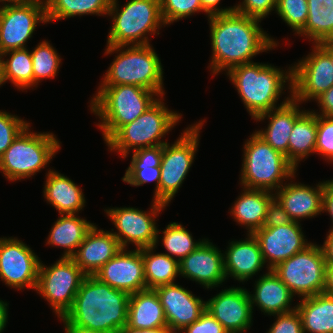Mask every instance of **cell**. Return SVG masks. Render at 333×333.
<instances>
[{"label":"cell","mask_w":333,"mask_h":333,"mask_svg":"<svg viewBox=\"0 0 333 333\" xmlns=\"http://www.w3.org/2000/svg\"><path fill=\"white\" fill-rule=\"evenodd\" d=\"M285 98L278 108L262 113L254 118L256 121L269 119L266 129L256 131L274 150L282 153L288 159L289 136L295 121L305 112L299 110V102L292 97ZM268 117V118H267Z\"/></svg>","instance_id":"7402d4cb"},{"label":"cell","mask_w":333,"mask_h":333,"mask_svg":"<svg viewBox=\"0 0 333 333\" xmlns=\"http://www.w3.org/2000/svg\"><path fill=\"white\" fill-rule=\"evenodd\" d=\"M243 191L231 207L230 215L238 224L248 228L247 234H253L263 227L267 205L274 194L267 190L245 187H243Z\"/></svg>","instance_id":"83f0119b"},{"label":"cell","mask_w":333,"mask_h":333,"mask_svg":"<svg viewBox=\"0 0 333 333\" xmlns=\"http://www.w3.org/2000/svg\"><path fill=\"white\" fill-rule=\"evenodd\" d=\"M108 16L113 21L108 46L148 45L149 33L159 35L158 29L165 26L159 0H129L122 9L113 0Z\"/></svg>","instance_id":"8992f818"},{"label":"cell","mask_w":333,"mask_h":333,"mask_svg":"<svg viewBox=\"0 0 333 333\" xmlns=\"http://www.w3.org/2000/svg\"><path fill=\"white\" fill-rule=\"evenodd\" d=\"M9 55V59L4 57ZM4 64V78L19 90L34 87L31 52L27 48L16 49L1 54Z\"/></svg>","instance_id":"8d00e7d4"},{"label":"cell","mask_w":333,"mask_h":333,"mask_svg":"<svg viewBox=\"0 0 333 333\" xmlns=\"http://www.w3.org/2000/svg\"><path fill=\"white\" fill-rule=\"evenodd\" d=\"M46 19L52 21L82 15H108L113 0H44Z\"/></svg>","instance_id":"d590c367"},{"label":"cell","mask_w":333,"mask_h":333,"mask_svg":"<svg viewBox=\"0 0 333 333\" xmlns=\"http://www.w3.org/2000/svg\"><path fill=\"white\" fill-rule=\"evenodd\" d=\"M30 128L29 124L0 157V171L10 181L27 179L40 172L61 147L53 133H34Z\"/></svg>","instance_id":"9c48e42d"},{"label":"cell","mask_w":333,"mask_h":333,"mask_svg":"<svg viewBox=\"0 0 333 333\" xmlns=\"http://www.w3.org/2000/svg\"><path fill=\"white\" fill-rule=\"evenodd\" d=\"M292 182L284 183L274 193L292 220L300 223V219L321 215L324 181L319 182L316 187Z\"/></svg>","instance_id":"cb8c5ba5"},{"label":"cell","mask_w":333,"mask_h":333,"mask_svg":"<svg viewBox=\"0 0 333 333\" xmlns=\"http://www.w3.org/2000/svg\"><path fill=\"white\" fill-rule=\"evenodd\" d=\"M200 1H201V6L205 11V13L208 15V17L213 15L230 13L235 10V6L219 9L217 5L220 3L221 0H200Z\"/></svg>","instance_id":"f907efd6"},{"label":"cell","mask_w":333,"mask_h":333,"mask_svg":"<svg viewBox=\"0 0 333 333\" xmlns=\"http://www.w3.org/2000/svg\"><path fill=\"white\" fill-rule=\"evenodd\" d=\"M8 304L0 299V333H2L8 322Z\"/></svg>","instance_id":"11a10c76"},{"label":"cell","mask_w":333,"mask_h":333,"mask_svg":"<svg viewBox=\"0 0 333 333\" xmlns=\"http://www.w3.org/2000/svg\"><path fill=\"white\" fill-rule=\"evenodd\" d=\"M44 185V198L60 215L77 214L85 205L83 191L70 178L49 170Z\"/></svg>","instance_id":"4316f807"},{"label":"cell","mask_w":333,"mask_h":333,"mask_svg":"<svg viewBox=\"0 0 333 333\" xmlns=\"http://www.w3.org/2000/svg\"><path fill=\"white\" fill-rule=\"evenodd\" d=\"M224 333H237V332H228V331H225Z\"/></svg>","instance_id":"94428289"},{"label":"cell","mask_w":333,"mask_h":333,"mask_svg":"<svg viewBox=\"0 0 333 333\" xmlns=\"http://www.w3.org/2000/svg\"><path fill=\"white\" fill-rule=\"evenodd\" d=\"M93 225L76 214L61 215L49 232L46 245L65 249L61 257L71 258Z\"/></svg>","instance_id":"1f68e13d"},{"label":"cell","mask_w":333,"mask_h":333,"mask_svg":"<svg viewBox=\"0 0 333 333\" xmlns=\"http://www.w3.org/2000/svg\"><path fill=\"white\" fill-rule=\"evenodd\" d=\"M222 325L206 310L200 318L180 333H224Z\"/></svg>","instance_id":"7dc6e473"},{"label":"cell","mask_w":333,"mask_h":333,"mask_svg":"<svg viewBox=\"0 0 333 333\" xmlns=\"http://www.w3.org/2000/svg\"><path fill=\"white\" fill-rule=\"evenodd\" d=\"M318 102V106L320 108L318 112L312 110V112L316 115L321 116H333V85L324 93H322L319 97L315 99Z\"/></svg>","instance_id":"c3c4849f"},{"label":"cell","mask_w":333,"mask_h":333,"mask_svg":"<svg viewBox=\"0 0 333 333\" xmlns=\"http://www.w3.org/2000/svg\"><path fill=\"white\" fill-rule=\"evenodd\" d=\"M161 98L134 121L122 126L106 142L110 152H118L120 157L126 158L131 149L134 151L167 143L161 139L179 122L182 114L169 110Z\"/></svg>","instance_id":"ba28073f"},{"label":"cell","mask_w":333,"mask_h":333,"mask_svg":"<svg viewBox=\"0 0 333 333\" xmlns=\"http://www.w3.org/2000/svg\"><path fill=\"white\" fill-rule=\"evenodd\" d=\"M64 324V331L66 333H100V332H95L90 329H85L82 327H78L76 325H73L72 323H63Z\"/></svg>","instance_id":"9f6ffc18"},{"label":"cell","mask_w":333,"mask_h":333,"mask_svg":"<svg viewBox=\"0 0 333 333\" xmlns=\"http://www.w3.org/2000/svg\"><path fill=\"white\" fill-rule=\"evenodd\" d=\"M3 58L0 55V86L5 83Z\"/></svg>","instance_id":"680465c9"},{"label":"cell","mask_w":333,"mask_h":333,"mask_svg":"<svg viewBox=\"0 0 333 333\" xmlns=\"http://www.w3.org/2000/svg\"><path fill=\"white\" fill-rule=\"evenodd\" d=\"M227 75L253 119L278 108L285 83L292 93V66L285 72L272 64L252 62L233 67Z\"/></svg>","instance_id":"3957f363"},{"label":"cell","mask_w":333,"mask_h":333,"mask_svg":"<svg viewBox=\"0 0 333 333\" xmlns=\"http://www.w3.org/2000/svg\"><path fill=\"white\" fill-rule=\"evenodd\" d=\"M277 0H243L235 5V11L248 17L263 20L276 9Z\"/></svg>","instance_id":"ee69618b"},{"label":"cell","mask_w":333,"mask_h":333,"mask_svg":"<svg viewBox=\"0 0 333 333\" xmlns=\"http://www.w3.org/2000/svg\"><path fill=\"white\" fill-rule=\"evenodd\" d=\"M119 333H170L168 328L139 329L126 325Z\"/></svg>","instance_id":"db71d44e"},{"label":"cell","mask_w":333,"mask_h":333,"mask_svg":"<svg viewBox=\"0 0 333 333\" xmlns=\"http://www.w3.org/2000/svg\"><path fill=\"white\" fill-rule=\"evenodd\" d=\"M322 212L330 215L333 224V179L324 182ZM329 231H333V225Z\"/></svg>","instance_id":"681fc988"},{"label":"cell","mask_w":333,"mask_h":333,"mask_svg":"<svg viewBox=\"0 0 333 333\" xmlns=\"http://www.w3.org/2000/svg\"><path fill=\"white\" fill-rule=\"evenodd\" d=\"M308 16L305 27L298 33L312 43L333 41V0H307Z\"/></svg>","instance_id":"e575fe53"},{"label":"cell","mask_w":333,"mask_h":333,"mask_svg":"<svg viewBox=\"0 0 333 333\" xmlns=\"http://www.w3.org/2000/svg\"><path fill=\"white\" fill-rule=\"evenodd\" d=\"M312 52L292 66V97L299 103L315 100L333 85L330 55L314 44Z\"/></svg>","instance_id":"9a60e30c"},{"label":"cell","mask_w":333,"mask_h":333,"mask_svg":"<svg viewBox=\"0 0 333 333\" xmlns=\"http://www.w3.org/2000/svg\"><path fill=\"white\" fill-rule=\"evenodd\" d=\"M39 257L18 238H0V278L7 286L36 289Z\"/></svg>","instance_id":"2e32d148"},{"label":"cell","mask_w":333,"mask_h":333,"mask_svg":"<svg viewBox=\"0 0 333 333\" xmlns=\"http://www.w3.org/2000/svg\"><path fill=\"white\" fill-rule=\"evenodd\" d=\"M315 153H319L325 161H333V116L317 115Z\"/></svg>","instance_id":"7bdbcfd3"},{"label":"cell","mask_w":333,"mask_h":333,"mask_svg":"<svg viewBox=\"0 0 333 333\" xmlns=\"http://www.w3.org/2000/svg\"><path fill=\"white\" fill-rule=\"evenodd\" d=\"M130 295L86 276L63 323L100 333H119L127 325Z\"/></svg>","instance_id":"7a4b0ae2"},{"label":"cell","mask_w":333,"mask_h":333,"mask_svg":"<svg viewBox=\"0 0 333 333\" xmlns=\"http://www.w3.org/2000/svg\"><path fill=\"white\" fill-rule=\"evenodd\" d=\"M157 246L142 248V259L144 263V276L147 289L173 284L180 275L179 262L165 253H155Z\"/></svg>","instance_id":"836d02e7"},{"label":"cell","mask_w":333,"mask_h":333,"mask_svg":"<svg viewBox=\"0 0 333 333\" xmlns=\"http://www.w3.org/2000/svg\"><path fill=\"white\" fill-rule=\"evenodd\" d=\"M31 52L33 64L34 86L42 79L54 78L60 68L61 58L48 41L40 42Z\"/></svg>","instance_id":"f35d334b"},{"label":"cell","mask_w":333,"mask_h":333,"mask_svg":"<svg viewBox=\"0 0 333 333\" xmlns=\"http://www.w3.org/2000/svg\"><path fill=\"white\" fill-rule=\"evenodd\" d=\"M318 44L330 55L333 62V41H323Z\"/></svg>","instance_id":"6f0895ef"},{"label":"cell","mask_w":333,"mask_h":333,"mask_svg":"<svg viewBox=\"0 0 333 333\" xmlns=\"http://www.w3.org/2000/svg\"><path fill=\"white\" fill-rule=\"evenodd\" d=\"M133 152L131 164L127 168L122 181L136 187L155 181L153 200L159 202L160 164L163 145L140 148Z\"/></svg>","instance_id":"f546056e"},{"label":"cell","mask_w":333,"mask_h":333,"mask_svg":"<svg viewBox=\"0 0 333 333\" xmlns=\"http://www.w3.org/2000/svg\"><path fill=\"white\" fill-rule=\"evenodd\" d=\"M29 124L16 115L0 111V157Z\"/></svg>","instance_id":"b9f144b4"},{"label":"cell","mask_w":333,"mask_h":333,"mask_svg":"<svg viewBox=\"0 0 333 333\" xmlns=\"http://www.w3.org/2000/svg\"><path fill=\"white\" fill-rule=\"evenodd\" d=\"M324 244L321 245L325 254L327 265H333V231H329Z\"/></svg>","instance_id":"816d5d0a"},{"label":"cell","mask_w":333,"mask_h":333,"mask_svg":"<svg viewBox=\"0 0 333 333\" xmlns=\"http://www.w3.org/2000/svg\"><path fill=\"white\" fill-rule=\"evenodd\" d=\"M39 23H47L44 0L0 7V55L27 48L26 42Z\"/></svg>","instance_id":"5bb4252c"},{"label":"cell","mask_w":333,"mask_h":333,"mask_svg":"<svg viewBox=\"0 0 333 333\" xmlns=\"http://www.w3.org/2000/svg\"><path fill=\"white\" fill-rule=\"evenodd\" d=\"M274 11L295 34H298L307 22L308 2L307 0H277Z\"/></svg>","instance_id":"ab89813d"},{"label":"cell","mask_w":333,"mask_h":333,"mask_svg":"<svg viewBox=\"0 0 333 333\" xmlns=\"http://www.w3.org/2000/svg\"><path fill=\"white\" fill-rule=\"evenodd\" d=\"M203 121L190 125L173 143L163 145L160 164L159 202L168 206L193 164Z\"/></svg>","instance_id":"30bf717a"},{"label":"cell","mask_w":333,"mask_h":333,"mask_svg":"<svg viewBox=\"0 0 333 333\" xmlns=\"http://www.w3.org/2000/svg\"><path fill=\"white\" fill-rule=\"evenodd\" d=\"M158 97L155 91L136 85L99 86L90 101V110L100 118L97 125L104 141L144 113Z\"/></svg>","instance_id":"277c9868"},{"label":"cell","mask_w":333,"mask_h":333,"mask_svg":"<svg viewBox=\"0 0 333 333\" xmlns=\"http://www.w3.org/2000/svg\"><path fill=\"white\" fill-rule=\"evenodd\" d=\"M290 215L274 196L267 205L266 218L263 227H277L292 223Z\"/></svg>","instance_id":"bcb514c9"},{"label":"cell","mask_w":333,"mask_h":333,"mask_svg":"<svg viewBox=\"0 0 333 333\" xmlns=\"http://www.w3.org/2000/svg\"><path fill=\"white\" fill-rule=\"evenodd\" d=\"M106 47V55L116 52L117 56L106 71L100 86L136 85L164 97V71L151 44Z\"/></svg>","instance_id":"5b68a950"},{"label":"cell","mask_w":333,"mask_h":333,"mask_svg":"<svg viewBox=\"0 0 333 333\" xmlns=\"http://www.w3.org/2000/svg\"><path fill=\"white\" fill-rule=\"evenodd\" d=\"M223 255L227 279L231 277L240 282L248 281L265 265L259 243L253 234H248L245 240L231 241Z\"/></svg>","instance_id":"d4e9b609"},{"label":"cell","mask_w":333,"mask_h":333,"mask_svg":"<svg viewBox=\"0 0 333 333\" xmlns=\"http://www.w3.org/2000/svg\"><path fill=\"white\" fill-rule=\"evenodd\" d=\"M152 202L153 205L147 212L133 207L104 210L118 230L112 233L118 239L122 249H126L130 242L135 244L136 249L158 244L160 231L156 226L155 218L167 205L154 200Z\"/></svg>","instance_id":"4fadbf2b"},{"label":"cell","mask_w":333,"mask_h":333,"mask_svg":"<svg viewBox=\"0 0 333 333\" xmlns=\"http://www.w3.org/2000/svg\"><path fill=\"white\" fill-rule=\"evenodd\" d=\"M161 15L165 25L198 12H205L200 0H159Z\"/></svg>","instance_id":"60d3db41"},{"label":"cell","mask_w":333,"mask_h":333,"mask_svg":"<svg viewBox=\"0 0 333 333\" xmlns=\"http://www.w3.org/2000/svg\"><path fill=\"white\" fill-rule=\"evenodd\" d=\"M326 259L322 246L312 243L271 269L297 297L323 293Z\"/></svg>","instance_id":"8fae6325"},{"label":"cell","mask_w":333,"mask_h":333,"mask_svg":"<svg viewBox=\"0 0 333 333\" xmlns=\"http://www.w3.org/2000/svg\"><path fill=\"white\" fill-rule=\"evenodd\" d=\"M272 316H276V321L267 333H304L301 318L296 309Z\"/></svg>","instance_id":"f6af8a7d"},{"label":"cell","mask_w":333,"mask_h":333,"mask_svg":"<svg viewBox=\"0 0 333 333\" xmlns=\"http://www.w3.org/2000/svg\"><path fill=\"white\" fill-rule=\"evenodd\" d=\"M241 185L250 189L277 191L283 181L295 178L297 169L285 155L274 150L255 132L244 144Z\"/></svg>","instance_id":"52a82bcc"},{"label":"cell","mask_w":333,"mask_h":333,"mask_svg":"<svg viewBox=\"0 0 333 333\" xmlns=\"http://www.w3.org/2000/svg\"><path fill=\"white\" fill-rule=\"evenodd\" d=\"M163 233L162 245L166 255L181 262L187 255L199 247L205 240L195 241L192 234L180 223L173 222L166 226Z\"/></svg>","instance_id":"74e56055"},{"label":"cell","mask_w":333,"mask_h":333,"mask_svg":"<svg viewBox=\"0 0 333 333\" xmlns=\"http://www.w3.org/2000/svg\"><path fill=\"white\" fill-rule=\"evenodd\" d=\"M209 241L205 239L199 247L179 262L180 275L198 282L205 289L218 287L227 279L224 253Z\"/></svg>","instance_id":"44dd1931"},{"label":"cell","mask_w":333,"mask_h":333,"mask_svg":"<svg viewBox=\"0 0 333 333\" xmlns=\"http://www.w3.org/2000/svg\"><path fill=\"white\" fill-rule=\"evenodd\" d=\"M100 282L108 284L129 295L146 290L142 249H122L104 264L94 275Z\"/></svg>","instance_id":"ffe728a7"},{"label":"cell","mask_w":333,"mask_h":333,"mask_svg":"<svg viewBox=\"0 0 333 333\" xmlns=\"http://www.w3.org/2000/svg\"><path fill=\"white\" fill-rule=\"evenodd\" d=\"M213 75L226 73L235 66L252 63L255 55L276 48L279 44L260 27L261 20L242 15L235 10L208 17Z\"/></svg>","instance_id":"6da1fadb"},{"label":"cell","mask_w":333,"mask_h":333,"mask_svg":"<svg viewBox=\"0 0 333 333\" xmlns=\"http://www.w3.org/2000/svg\"><path fill=\"white\" fill-rule=\"evenodd\" d=\"M254 285L253 294H249L252 309L255 304L269 316L296 309L291 307L294 295L272 270L260 276Z\"/></svg>","instance_id":"484cf974"},{"label":"cell","mask_w":333,"mask_h":333,"mask_svg":"<svg viewBox=\"0 0 333 333\" xmlns=\"http://www.w3.org/2000/svg\"><path fill=\"white\" fill-rule=\"evenodd\" d=\"M121 250L122 247L112 232L93 225L71 258L87 276H94Z\"/></svg>","instance_id":"603a6c76"},{"label":"cell","mask_w":333,"mask_h":333,"mask_svg":"<svg viewBox=\"0 0 333 333\" xmlns=\"http://www.w3.org/2000/svg\"><path fill=\"white\" fill-rule=\"evenodd\" d=\"M250 293L243 287L222 289L220 293L206 301V310L225 331L246 333L253 324Z\"/></svg>","instance_id":"e0dca14e"},{"label":"cell","mask_w":333,"mask_h":333,"mask_svg":"<svg viewBox=\"0 0 333 333\" xmlns=\"http://www.w3.org/2000/svg\"><path fill=\"white\" fill-rule=\"evenodd\" d=\"M163 306L170 333H180L206 311V301L177 283L154 289Z\"/></svg>","instance_id":"d6986e66"},{"label":"cell","mask_w":333,"mask_h":333,"mask_svg":"<svg viewBox=\"0 0 333 333\" xmlns=\"http://www.w3.org/2000/svg\"><path fill=\"white\" fill-rule=\"evenodd\" d=\"M300 299L296 310L304 333H333V296L319 293Z\"/></svg>","instance_id":"4dcf8cb0"},{"label":"cell","mask_w":333,"mask_h":333,"mask_svg":"<svg viewBox=\"0 0 333 333\" xmlns=\"http://www.w3.org/2000/svg\"><path fill=\"white\" fill-rule=\"evenodd\" d=\"M323 293L333 296V265H326Z\"/></svg>","instance_id":"f5cc1de1"},{"label":"cell","mask_w":333,"mask_h":333,"mask_svg":"<svg viewBox=\"0 0 333 333\" xmlns=\"http://www.w3.org/2000/svg\"><path fill=\"white\" fill-rule=\"evenodd\" d=\"M26 0H0V2H2V6H8V5H15V4H19L22 2H25ZM1 7V5H0Z\"/></svg>","instance_id":"91938a15"},{"label":"cell","mask_w":333,"mask_h":333,"mask_svg":"<svg viewBox=\"0 0 333 333\" xmlns=\"http://www.w3.org/2000/svg\"><path fill=\"white\" fill-rule=\"evenodd\" d=\"M86 276L72 258L61 257L48 267L40 262L35 290L49 302L57 317L61 318L71 309Z\"/></svg>","instance_id":"7c38bea8"},{"label":"cell","mask_w":333,"mask_h":333,"mask_svg":"<svg viewBox=\"0 0 333 333\" xmlns=\"http://www.w3.org/2000/svg\"><path fill=\"white\" fill-rule=\"evenodd\" d=\"M127 325L139 329L168 328L163 306L154 289L130 295Z\"/></svg>","instance_id":"f1b7e54d"},{"label":"cell","mask_w":333,"mask_h":333,"mask_svg":"<svg viewBox=\"0 0 333 333\" xmlns=\"http://www.w3.org/2000/svg\"><path fill=\"white\" fill-rule=\"evenodd\" d=\"M300 225L293 221L277 227H262L253 233L265 264L268 262L267 270L273 269L311 244L307 242Z\"/></svg>","instance_id":"ac0fdd59"},{"label":"cell","mask_w":333,"mask_h":333,"mask_svg":"<svg viewBox=\"0 0 333 333\" xmlns=\"http://www.w3.org/2000/svg\"><path fill=\"white\" fill-rule=\"evenodd\" d=\"M317 115L308 110L295 121L289 136L288 161L297 169L302 159L315 153Z\"/></svg>","instance_id":"d6a6232c"}]
</instances>
